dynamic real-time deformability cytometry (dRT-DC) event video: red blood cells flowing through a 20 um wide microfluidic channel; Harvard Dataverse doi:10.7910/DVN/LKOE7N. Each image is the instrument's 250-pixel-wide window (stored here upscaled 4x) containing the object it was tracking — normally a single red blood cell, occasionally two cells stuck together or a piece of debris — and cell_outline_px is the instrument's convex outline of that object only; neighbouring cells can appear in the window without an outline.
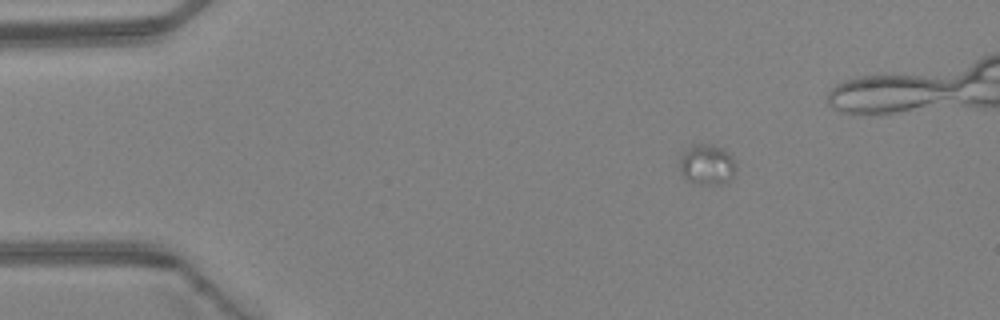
{"species": "Egyptian fruit bat (a non-hibernating species)", "species_latin": "Rousettus aegyptiacus", "temperature_condition": "warm", "stored_images_in_passage": 3, "camera_frame_rate_fps": 3000, "um_per_image_px": 0.085, "animal": {"sex": "female"}, "frame": {"image": 1, "passage_image": 1, "time_ms": 0.0, "image_size_px": [1000, 320], "cell_outline_px": [[736, 168], [732, 176], [728, 180], [720, 184], [700, 184], [688, 180], [680, 172], [680, 160], [684, 152], [692, 144], [708, 144], [720, 148], [728, 152]], "centroid_in_image_um": [60.07, 13.99], "position_along_channel_um": 24.9, "area_um2": 12.89}}